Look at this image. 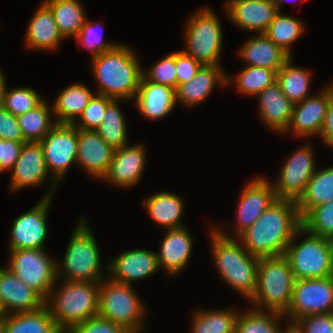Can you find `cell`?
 Wrapping results in <instances>:
<instances>
[{
  "label": "cell",
  "mask_w": 333,
  "mask_h": 333,
  "mask_svg": "<svg viewBox=\"0 0 333 333\" xmlns=\"http://www.w3.org/2000/svg\"><path fill=\"white\" fill-rule=\"evenodd\" d=\"M45 100L36 108L17 116L23 138L27 142L41 141L56 125L50 120L51 112ZM53 122V123H52Z\"/></svg>",
  "instance_id": "obj_35"
},
{
  "label": "cell",
  "mask_w": 333,
  "mask_h": 333,
  "mask_svg": "<svg viewBox=\"0 0 333 333\" xmlns=\"http://www.w3.org/2000/svg\"><path fill=\"white\" fill-rule=\"evenodd\" d=\"M5 78L1 72V69H0V105H1V102H2V96H3V92H4V89H5Z\"/></svg>",
  "instance_id": "obj_52"
},
{
  "label": "cell",
  "mask_w": 333,
  "mask_h": 333,
  "mask_svg": "<svg viewBox=\"0 0 333 333\" xmlns=\"http://www.w3.org/2000/svg\"><path fill=\"white\" fill-rule=\"evenodd\" d=\"M193 241L184 227L167 229L160 253L156 254L159 268L165 267L170 276L180 272L189 260Z\"/></svg>",
  "instance_id": "obj_25"
},
{
  "label": "cell",
  "mask_w": 333,
  "mask_h": 333,
  "mask_svg": "<svg viewBox=\"0 0 333 333\" xmlns=\"http://www.w3.org/2000/svg\"><path fill=\"white\" fill-rule=\"evenodd\" d=\"M157 253L144 249H134L122 253L109 264L108 271L112 281L130 284L146 278L159 270Z\"/></svg>",
  "instance_id": "obj_20"
},
{
  "label": "cell",
  "mask_w": 333,
  "mask_h": 333,
  "mask_svg": "<svg viewBox=\"0 0 333 333\" xmlns=\"http://www.w3.org/2000/svg\"><path fill=\"white\" fill-rule=\"evenodd\" d=\"M9 251L11 260L7 268L46 301L60 272L58 263L43 249Z\"/></svg>",
  "instance_id": "obj_9"
},
{
  "label": "cell",
  "mask_w": 333,
  "mask_h": 333,
  "mask_svg": "<svg viewBox=\"0 0 333 333\" xmlns=\"http://www.w3.org/2000/svg\"><path fill=\"white\" fill-rule=\"evenodd\" d=\"M229 18L242 29L265 33L275 19L278 8L270 0H229L226 3Z\"/></svg>",
  "instance_id": "obj_17"
},
{
  "label": "cell",
  "mask_w": 333,
  "mask_h": 333,
  "mask_svg": "<svg viewBox=\"0 0 333 333\" xmlns=\"http://www.w3.org/2000/svg\"><path fill=\"white\" fill-rule=\"evenodd\" d=\"M64 283L58 292L54 291V288L51 290L45 306L58 329L62 333H70L77 325L98 316L100 282L64 281ZM52 296L54 299H51Z\"/></svg>",
  "instance_id": "obj_3"
},
{
  "label": "cell",
  "mask_w": 333,
  "mask_h": 333,
  "mask_svg": "<svg viewBox=\"0 0 333 333\" xmlns=\"http://www.w3.org/2000/svg\"><path fill=\"white\" fill-rule=\"evenodd\" d=\"M291 58L277 72V83L282 92L295 104L309 96L311 78L309 71L294 67Z\"/></svg>",
  "instance_id": "obj_34"
},
{
  "label": "cell",
  "mask_w": 333,
  "mask_h": 333,
  "mask_svg": "<svg viewBox=\"0 0 333 333\" xmlns=\"http://www.w3.org/2000/svg\"><path fill=\"white\" fill-rule=\"evenodd\" d=\"M0 138L4 140L26 141L23 138L17 118L0 105Z\"/></svg>",
  "instance_id": "obj_49"
},
{
  "label": "cell",
  "mask_w": 333,
  "mask_h": 333,
  "mask_svg": "<svg viewBox=\"0 0 333 333\" xmlns=\"http://www.w3.org/2000/svg\"><path fill=\"white\" fill-rule=\"evenodd\" d=\"M6 89L5 87L1 106L15 117L36 108L44 101L39 94L31 88L22 87L10 91Z\"/></svg>",
  "instance_id": "obj_42"
},
{
  "label": "cell",
  "mask_w": 333,
  "mask_h": 333,
  "mask_svg": "<svg viewBox=\"0 0 333 333\" xmlns=\"http://www.w3.org/2000/svg\"><path fill=\"white\" fill-rule=\"evenodd\" d=\"M27 141L4 140L0 138V172L12 169Z\"/></svg>",
  "instance_id": "obj_50"
},
{
  "label": "cell",
  "mask_w": 333,
  "mask_h": 333,
  "mask_svg": "<svg viewBox=\"0 0 333 333\" xmlns=\"http://www.w3.org/2000/svg\"><path fill=\"white\" fill-rule=\"evenodd\" d=\"M44 3L50 8L64 38L80 33L86 18L78 0H45Z\"/></svg>",
  "instance_id": "obj_33"
},
{
  "label": "cell",
  "mask_w": 333,
  "mask_h": 333,
  "mask_svg": "<svg viewBox=\"0 0 333 333\" xmlns=\"http://www.w3.org/2000/svg\"><path fill=\"white\" fill-rule=\"evenodd\" d=\"M303 234L333 239V200L312 208L302 218Z\"/></svg>",
  "instance_id": "obj_41"
},
{
  "label": "cell",
  "mask_w": 333,
  "mask_h": 333,
  "mask_svg": "<svg viewBox=\"0 0 333 333\" xmlns=\"http://www.w3.org/2000/svg\"><path fill=\"white\" fill-rule=\"evenodd\" d=\"M141 114L152 119L167 115L176 104V89L156 84L143 76L135 96Z\"/></svg>",
  "instance_id": "obj_24"
},
{
  "label": "cell",
  "mask_w": 333,
  "mask_h": 333,
  "mask_svg": "<svg viewBox=\"0 0 333 333\" xmlns=\"http://www.w3.org/2000/svg\"><path fill=\"white\" fill-rule=\"evenodd\" d=\"M117 102V99H113L107 105L106 112L102 118V123L95 130L98 135L114 149L127 144L126 123Z\"/></svg>",
  "instance_id": "obj_36"
},
{
  "label": "cell",
  "mask_w": 333,
  "mask_h": 333,
  "mask_svg": "<svg viewBox=\"0 0 333 333\" xmlns=\"http://www.w3.org/2000/svg\"><path fill=\"white\" fill-rule=\"evenodd\" d=\"M300 233H303L302 227L294 234L285 252L294 279L333 276L332 240L308 233L306 240L295 245L293 239Z\"/></svg>",
  "instance_id": "obj_6"
},
{
  "label": "cell",
  "mask_w": 333,
  "mask_h": 333,
  "mask_svg": "<svg viewBox=\"0 0 333 333\" xmlns=\"http://www.w3.org/2000/svg\"><path fill=\"white\" fill-rule=\"evenodd\" d=\"M109 280L100 281L98 315L120 324L130 333H137L144 326L142 317L146 312L141 300L131 284Z\"/></svg>",
  "instance_id": "obj_7"
},
{
  "label": "cell",
  "mask_w": 333,
  "mask_h": 333,
  "mask_svg": "<svg viewBox=\"0 0 333 333\" xmlns=\"http://www.w3.org/2000/svg\"><path fill=\"white\" fill-rule=\"evenodd\" d=\"M191 333H235L238 315L231 310L194 313Z\"/></svg>",
  "instance_id": "obj_38"
},
{
  "label": "cell",
  "mask_w": 333,
  "mask_h": 333,
  "mask_svg": "<svg viewBox=\"0 0 333 333\" xmlns=\"http://www.w3.org/2000/svg\"><path fill=\"white\" fill-rule=\"evenodd\" d=\"M144 205L155 222L166 229L183 227L180 223L183 202L178 195L170 192H159L144 199Z\"/></svg>",
  "instance_id": "obj_32"
},
{
  "label": "cell",
  "mask_w": 333,
  "mask_h": 333,
  "mask_svg": "<svg viewBox=\"0 0 333 333\" xmlns=\"http://www.w3.org/2000/svg\"><path fill=\"white\" fill-rule=\"evenodd\" d=\"M212 230V253L220 277L251 299L256 290L259 258L251 255L224 232L217 228Z\"/></svg>",
  "instance_id": "obj_4"
},
{
  "label": "cell",
  "mask_w": 333,
  "mask_h": 333,
  "mask_svg": "<svg viewBox=\"0 0 333 333\" xmlns=\"http://www.w3.org/2000/svg\"><path fill=\"white\" fill-rule=\"evenodd\" d=\"M5 333H62L48 308L5 315Z\"/></svg>",
  "instance_id": "obj_31"
},
{
  "label": "cell",
  "mask_w": 333,
  "mask_h": 333,
  "mask_svg": "<svg viewBox=\"0 0 333 333\" xmlns=\"http://www.w3.org/2000/svg\"><path fill=\"white\" fill-rule=\"evenodd\" d=\"M48 169L39 142H24L19 158L12 168L11 190L41 184L46 180Z\"/></svg>",
  "instance_id": "obj_21"
},
{
  "label": "cell",
  "mask_w": 333,
  "mask_h": 333,
  "mask_svg": "<svg viewBox=\"0 0 333 333\" xmlns=\"http://www.w3.org/2000/svg\"><path fill=\"white\" fill-rule=\"evenodd\" d=\"M333 200V166L315 171L296 201L302 219L312 208Z\"/></svg>",
  "instance_id": "obj_30"
},
{
  "label": "cell",
  "mask_w": 333,
  "mask_h": 333,
  "mask_svg": "<svg viewBox=\"0 0 333 333\" xmlns=\"http://www.w3.org/2000/svg\"><path fill=\"white\" fill-rule=\"evenodd\" d=\"M241 56L248 66L272 69L276 72L285 64L290 56L271 41L264 33L250 38L240 49Z\"/></svg>",
  "instance_id": "obj_27"
},
{
  "label": "cell",
  "mask_w": 333,
  "mask_h": 333,
  "mask_svg": "<svg viewBox=\"0 0 333 333\" xmlns=\"http://www.w3.org/2000/svg\"><path fill=\"white\" fill-rule=\"evenodd\" d=\"M79 225L73 232L63 259V270L66 281L100 282V254L96 240L86 225L80 219Z\"/></svg>",
  "instance_id": "obj_8"
},
{
  "label": "cell",
  "mask_w": 333,
  "mask_h": 333,
  "mask_svg": "<svg viewBox=\"0 0 333 333\" xmlns=\"http://www.w3.org/2000/svg\"><path fill=\"white\" fill-rule=\"evenodd\" d=\"M0 305L6 315L39 310L45 300L8 268L0 267Z\"/></svg>",
  "instance_id": "obj_16"
},
{
  "label": "cell",
  "mask_w": 333,
  "mask_h": 333,
  "mask_svg": "<svg viewBox=\"0 0 333 333\" xmlns=\"http://www.w3.org/2000/svg\"><path fill=\"white\" fill-rule=\"evenodd\" d=\"M92 69L100 86L97 94L117 100L136 96L143 69L131 48L119 44L101 53L92 60Z\"/></svg>",
  "instance_id": "obj_2"
},
{
  "label": "cell",
  "mask_w": 333,
  "mask_h": 333,
  "mask_svg": "<svg viewBox=\"0 0 333 333\" xmlns=\"http://www.w3.org/2000/svg\"><path fill=\"white\" fill-rule=\"evenodd\" d=\"M302 227L296 201L276 199L239 236L244 248L258 258L285 255L294 234Z\"/></svg>",
  "instance_id": "obj_1"
},
{
  "label": "cell",
  "mask_w": 333,
  "mask_h": 333,
  "mask_svg": "<svg viewBox=\"0 0 333 333\" xmlns=\"http://www.w3.org/2000/svg\"><path fill=\"white\" fill-rule=\"evenodd\" d=\"M70 333H130L120 324L98 316L77 325Z\"/></svg>",
  "instance_id": "obj_47"
},
{
  "label": "cell",
  "mask_w": 333,
  "mask_h": 333,
  "mask_svg": "<svg viewBox=\"0 0 333 333\" xmlns=\"http://www.w3.org/2000/svg\"><path fill=\"white\" fill-rule=\"evenodd\" d=\"M270 1L273 2L277 6L278 11H280L281 2H283L284 0H270Z\"/></svg>",
  "instance_id": "obj_54"
},
{
  "label": "cell",
  "mask_w": 333,
  "mask_h": 333,
  "mask_svg": "<svg viewBox=\"0 0 333 333\" xmlns=\"http://www.w3.org/2000/svg\"><path fill=\"white\" fill-rule=\"evenodd\" d=\"M304 30L302 22L290 16H285L280 11L264 33L271 41L284 50L290 57V46Z\"/></svg>",
  "instance_id": "obj_39"
},
{
  "label": "cell",
  "mask_w": 333,
  "mask_h": 333,
  "mask_svg": "<svg viewBox=\"0 0 333 333\" xmlns=\"http://www.w3.org/2000/svg\"><path fill=\"white\" fill-rule=\"evenodd\" d=\"M39 143L47 169L53 172L51 188H54L68 167L77 161L78 129L73 124H57Z\"/></svg>",
  "instance_id": "obj_12"
},
{
  "label": "cell",
  "mask_w": 333,
  "mask_h": 333,
  "mask_svg": "<svg viewBox=\"0 0 333 333\" xmlns=\"http://www.w3.org/2000/svg\"><path fill=\"white\" fill-rule=\"evenodd\" d=\"M259 96L260 114L263 121L280 132H284L291 121L294 103L282 92L279 84L266 87Z\"/></svg>",
  "instance_id": "obj_26"
},
{
  "label": "cell",
  "mask_w": 333,
  "mask_h": 333,
  "mask_svg": "<svg viewBox=\"0 0 333 333\" xmlns=\"http://www.w3.org/2000/svg\"><path fill=\"white\" fill-rule=\"evenodd\" d=\"M112 100L113 98L95 94L79 116V119H81L80 124L75 121L73 125L79 130L95 131L102 123V118L106 112L107 105Z\"/></svg>",
  "instance_id": "obj_43"
},
{
  "label": "cell",
  "mask_w": 333,
  "mask_h": 333,
  "mask_svg": "<svg viewBox=\"0 0 333 333\" xmlns=\"http://www.w3.org/2000/svg\"><path fill=\"white\" fill-rule=\"evenodd\" d=\"M52 191L33 208L18 216L11 227L10 250L43 249L47 236V211Z\"/></svg>",
  "instance_id": "obj_13"
},
{
  "label": "cell",
  "mask_w": 333,
  "mask_h": 333,
  "mask_svg": "<svg viewBox=\"0 0 333 333\" xmlns=\"http://www.w3.org/2000/svg\"><path fill=\"white\" fill-rule=\"evenodd\" d=\"M114 150L96 131L78 129L76 162L84 166L90 175L99 179L106 175Z\"/></svg>",
  "instance_id": "obj_18"
},
{
  "label": "cell",
  "mask_w": 333,
  "mask_h": 333,
  "mask_svg": "<svg viewBox=\"0 0 333 333\" xmlns=\"http://www.w3.org/2000/svg\"><path fill=\"white\" fill-rule=\"evenodd\" d=\"M312 154L310 145H305L284 163L278 181L273 184L277 199L300 198L315 172Z\"/></svg>",
  "instance_id": "obj_14"
},
{
  "label": "cell",
  "mask_w": 333,
  "mask_h": 333,
  "mask_svg": "<svg viewBox=\"0 0 333 333\" xmlns=\"http://www.w3.org/2000/svg\"><path fill=\"white\" fill-rule=\"evenodd\" d=\"M0 333H5V315L0 317Z\"/></svg>",
  "instance_id": "obj_53"
},
{
  "label": "cell",
  "mask_w": 333,
  "mask_h": 333,
  "mask_svg": "<svg viewBox=\"0 0 333 333\" xmlns=\"http://www.w3.org/2000/svg\"><path fill=\"white\" fill-rule=\"evenodd\" d=\"M333 313V276L294 281L292 299L285 315L291 316V327L307 315Z\"/></svg>",
  "instance_id": "obj_11"
},
{
  "label": "cell",
  "mask_w": 333,
  "mask_h": 333,
  "mask_svg": "<svg viewBox=\"0 0 333 333\" xmlns=\"http://www.w3.org/2000/svg\"><path fill=\"white\" fill-rule=\"evenodd\" d=\"M320 136L325 144L333 147V85L331 84L329 85V103Z\"/></svg>",
  "instance_id": "obj_51"
},
{
  "label": "cell",
  "mask_w": 333,
  "mask_h": 333,
  "mask_svg": "<svg viewBox=\"0 0 333 333\" xmlns=\"http://www.w3.org/2000/svg\"><path fill=\"white\" fill-rule=\"evenodd\" d=\"M328 103L329 86L322 90L321 94L309 96L303 101L295 103L291 121L283 133L292 128L297 136L320 135Z\"/></svg>",
  "instance_id": "obj_22"
},
{
  "label": "cell",
  "mask_w": 333,
  "mask_h": 333,
  "mask_svg": "<svg viewBox=\"0 0 333 333\" xmlns=\"http://www.w3.org/2000/svg\"><path fill=\"white\" fill-rule=\"evenodd\" d=\"M253 308L243 315L238 314L235 333H288L290 331L289 326L287 330H280L276 323L277 319L284 314L275 311H268L266 314L264 310L259 311Z\"/></svg>",
  "instance_id": "obj_37"
},
{
  "label": "cell",
  "mask_w": 333,
  "mask_h": 333,
  "mask_svg": "<svg viewBox=\"0 0 333 333\" xmlns=\"http://www.w3.org/2000/svg\"><path fill=\"white\" fill-rule=\"evenodd\" d=\"M93 23L89 22V20H85L80 33L75 37L78 41L89 48L91 50L92 59L96 58L103 52L110 51L117 47L119 44L117 43H107L103 42L102 35L98 30L95 29Z\"/></svg>",
  "instance_id": "obj_46"
},
{
  "label": "cell",
  "mask_w": 333,
  "mask_h": 333,
  "mask_svg": "<svg viewBox=\"0 0 333 333\" xmlns=\"http://www.w3.org/2000/svg\"><path fill=\"white\" fill-rule=\"evenodd\" d=\"M95 94L85 85L75 83L58 95L53 103L54 114L57 115V124H73L80 116Z\"/></svg>",
  "instance_id": "obj_29"
},
{
  "label": "cell",
  "mask_w": 333,
  "mask_h": 333,
  "mask_svg": "<svg viewBox=\"0 0 333 333\" xmlns=\"http://www.w3.org/2000/svg\"><path fill=\"white\" fill-rule=\"evenodd\" d=\"M186 27L184 50L202 65H219L222 30L218 18L210 9H201L190 17Z\"/></svg>",
  "instance_id": "obj_10"
},
{
  "label": "cell",
  "mask_w": 333,
  "mask_h": 333,
  "mask_svg": "<svg viewBox=\"0 0 333 333\" xmlns=\"http://www.w3.org/2000/svg\"><path fill=\"white\" fill-rule=\"evenodd\" d=\"M143 77L153 83L177 89L176 53L159 60Z\"/></svg>",
  "instance_id": "obj_44"
},
{
  "label": "cell",
  "mask_w": 333,
  "mask_h": 333,
  "mask_svg": "<svg viewBox=\"0 0 333 333\" xmlns=\"http://www.w3.org/2000/svg\"><path fill=\"white\" fill-rule=\"evenodd\" d=\"M272 183L256 178L246 185L238 206V235L250 227L277 199Z\"/></svg>",
  "instance_id": "obj_15"
},
{
  "label": "cell",
  "mask_w": 333,
  "mask_h": 333,
  "mask_svg": "<svg viewBox=\"0 0 333 333\" xmlns=\"http://www.w3.org/2000/svg\"><path fill=\"white\" fill-rule=\"evenodd\" d=\"M203 65L188 55L184 49L176 53L177 87L192 79Z\"/></svg>",
  "instance_id": "obj_48"
},
{
  "label": "cell",
  "mask_w": 333,
  "mask_h": 333,
  "mask_svg": "<svg viewBox=\"0 0 333 333\" xmlns=\"http://www.w3.org/2000/svg\"><path fill=\"white\" fill-rule=\"evenodd\" d=\"M220 68L219 65H203L192 79L177 87L176 101L192 107L203 102L218 82L223 86L228 84L231 80Z\"/></svg>",
  "instance_id": "obj_23"
},
{
  "label": "cell",
  "mask_w": 333,
  "mask_h": 333,
  "mask_svg": "<svg viewBox=\"0 0 333 333\" xmlns=\"http://www.w3.org/2000/svg\"><path fill=\"white\" fill-rule=\"evenodd\" d=\"M294 281L285 255L259 258L256 290L250 300L258 305L256 310L262 311L264 305L268 311L284 314L292 299Z\"/></svg>",
  "instance_id": "obj_5"
},
{
  "label": "cell",
  "mask_w": 333,
  "mask_h": 333,
  "mask_svg": "<svg viewBox=\"0 0 333 333\" xmlns=\"http://www.w3.org/2000/svg\"><path fill=\"white\" fill-rule=\"evenodd\" d=\"M142 145H124L116 148L106 175L102 178L121 187L136 184L145 167V152Z\"/></svg>",
  "instance_id": "obj_19"
},
{
  "label": "cell",
  "mask_w": 333,
  "mask_h": 333,
  "mask_svg": "<svg viewBox=\"0 0 333 333\" xmlns=\"http://www.w3.org/2000/svg\"><path fill=\"white\" fill-rule=\"evenodd\" d=\"M292 333H333V313L307 315L291 327Z\"/></svg>",
  "instance_id": "obj_45"
},
{
  "label": "cell",
  "mask_w": 333,
  "mask_h": 333,
  "mask_svg": "<svg viewBox=\"0 0 333 333\" xmlns=\"http://www.w3.org/2000/svg\"><path fill=\"white\" fill-rule=\"evenodd\" d=\"M5 314H4V312H3V310H2V308H1V305H0V317H3Z\"/></svg>",
  "instance_id": "obj_55"
},
{
  "label": "cell",
  "mask_w": 333,
  "mask_h": 333,
  "mask_svg": "<svg viewBox=\"0 0 333 333\" xmlns=\"http://www.w3.org/2000/svg\"><path fill=\"white\" fill-rule=\"evenodd\" d=\"M237 89L249 95H258L266 87L277 82V72L272 69L248 66L236 77Z\"/></svg>",
  "instance_id": "obj_40"
},
{
  "label": "cell",
  "mask_w": 333,
  "mask_h": 333,
  "mask_svg": "<svg viewBox=\"0 0 333 333\" xmlns=\"http://www.w3.org/2000/svg\"><path fill=\"white\" fill-rule=\"evenodd\" d=\"M26 33V46L33 49H56L64 38L50 8L44 2L32 17Z\"/></svg>",
  "instance_id": "obj_28"
}]
</instances>
